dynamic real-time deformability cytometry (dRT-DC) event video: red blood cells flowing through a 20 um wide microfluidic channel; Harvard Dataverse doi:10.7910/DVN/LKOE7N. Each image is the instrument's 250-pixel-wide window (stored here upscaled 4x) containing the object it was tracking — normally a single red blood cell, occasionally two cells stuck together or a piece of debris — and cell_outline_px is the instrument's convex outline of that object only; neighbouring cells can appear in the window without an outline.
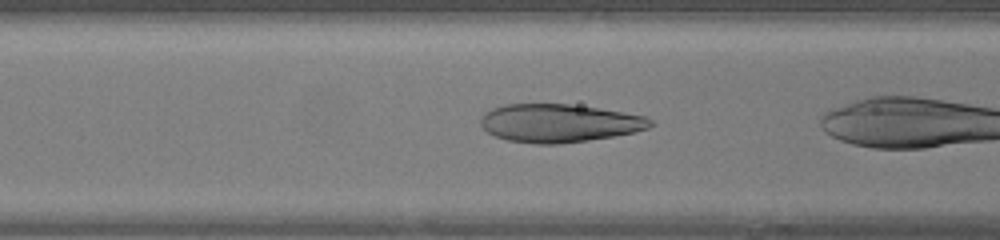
{"species": "human", "species_latin": "Homo sapiens", "temperature_condition": "warm", "stored_images_in_passage": 34, "camera_frame_rate_fps": 3000, "um_per_image_px": 0.085, "donor": {"sex": "female"}, "frame": {"image": 1, "passage_image": 15, "time_ms": 4.667, "image_size_px": [1000, 240], "cell_outline_px": [[656, 124], [648, 128], [632, 132], [612, 136], [588, 140], [560, 144], [536, 144], [508, 140], [496, 136], [488, 132], [480, 124], [480, 120], [484, 112], [492, 108], [504, 104], [568, 104], [624, 112], [648, 116]], "centroid_in_image_um": [47.53, 10.46], "position_along_channel_um": 119.1, "area_um2": 37.74}, "authors_computed_cell_mechanics": {"area_um2": 37.8301, "velocity_mm_per_s": 4.3339, "shape_relaxation_time_tau1_ms": 9.1364, "shape_relaxation_time_tau2_ms": null, "deformation_change_tau1": 0.38, "deformation_change_tau2": null}}